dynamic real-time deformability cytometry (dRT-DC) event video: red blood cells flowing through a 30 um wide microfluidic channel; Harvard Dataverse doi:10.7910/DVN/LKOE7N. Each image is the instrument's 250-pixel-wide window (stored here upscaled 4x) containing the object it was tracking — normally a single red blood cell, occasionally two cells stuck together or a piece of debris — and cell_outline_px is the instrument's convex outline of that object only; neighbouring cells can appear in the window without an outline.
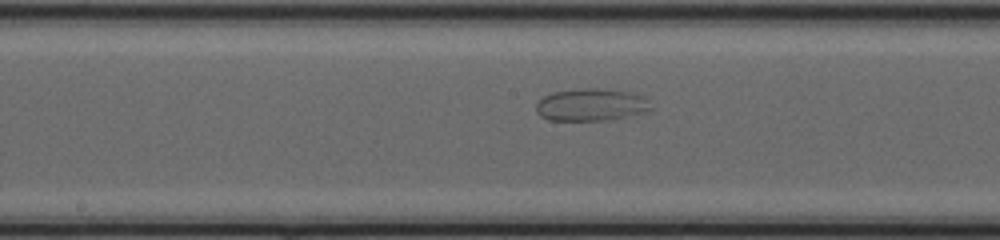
{"species": "common noctule bat (a hibernating species)", "species_latin": "Nyctalus noctula", "temperature_condition": "cold", "stored_images_in_passage": 33, "camera_frame_rate_fps": 3000, "um_per_image_px": 0.085, "animal": {"sex": "female", "body_mass_g": 20.0, "forearm_length_mm": 54.0}, "frame": {"image": 1, "passage_image": 15, "time_ms": 4.667, "image_size_px": [1000, 240], "cell_outline_px": [[652, 108], [644, 112], [608, 120], [548, 120], [540, 116], [536, 112], [536, 104], [544, 96], [552, 92], [580, 88], [596, 88], [628, 92], [644, 96], [648, 100]], "centroid_in_image_um": [50.22, 8.9], "position_along_channel_um": 198.0, "area_um2": 21.56}}
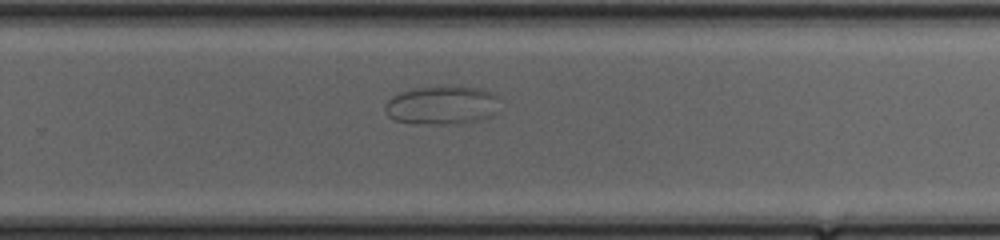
{"frame": {"image": 2, "passage_image": 22, "time_ms": 7.0, "image_size_px": [1000, 240], "cell_outline_px": [[496, 112], [492, 116], [480, 120], [460, 124], [428, 124], [392, 120], [388, 116], [384, 108], [384, 104], [392, 96], [400, 92], [412, 88], [480, 88], [492, 92], [496, 96]], "centroid_in_image_um": [37.52, 8.98], "position_along_channel_um": 292.3, "area_um2": 25.43}}
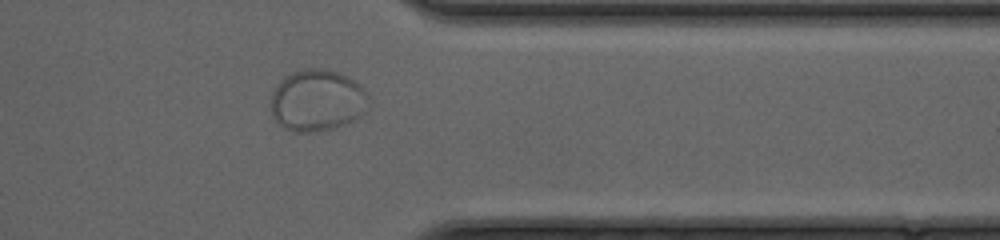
{"frame": {"image": 3, "passage_image": 29, "time_ms": 9.333, "image_size_px": [1000, 240], "cell_outline_px": [[368, 96], [364, 112], [360, 116], [344, 124], [332, 128], [312, 132], [292, 132], [284, 128], [272, 116], [272, 92], [280, 80], [284, 76], [292, 72], [304, 68], [320, 68], [336, 72], [356, 80], [364, 88]], "centroid_in_image_um": [26.94, 8.52], "position_along_channel_um": 384.5, "area_um2": 35.03}}